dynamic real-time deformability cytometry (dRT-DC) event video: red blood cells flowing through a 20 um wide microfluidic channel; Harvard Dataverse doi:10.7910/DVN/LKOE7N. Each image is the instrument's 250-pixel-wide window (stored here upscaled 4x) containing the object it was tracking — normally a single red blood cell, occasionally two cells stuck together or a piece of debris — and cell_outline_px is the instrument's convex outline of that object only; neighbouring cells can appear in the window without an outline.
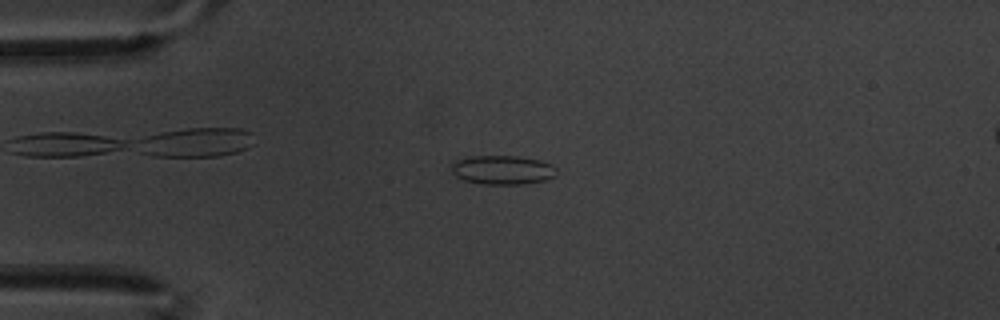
{"species": "common noctule bat (a hibernating species)", "species_latin": "Nyctalus noctula", "temperature_condition": "warm", "stored_images_in_passage": 60, "camera_frame_rate_fps": 3000, "um_per_image_px": 0.085, "animal": {"sex": "male", "body_mass_g": 20.1, "forearm_length_mm": 53.5}, "frame": {"image": 1, "passage_image": 15, "time_ms": 4.667, "image_size_px": [1000, 320], "cell_outline_px": [[556, 176], [548, 180], [524, 184], [480, 184], [464, 180], [456, 176], [452, 172], [452, 164], [456, 160], [468, 156], [516, 156], [540, 160], [552, 164], [556, 168]], "centroid_in_image_um": [42.74, 14.45], "position_along_channel_um": 42.3, "area_um2": 17.98}}
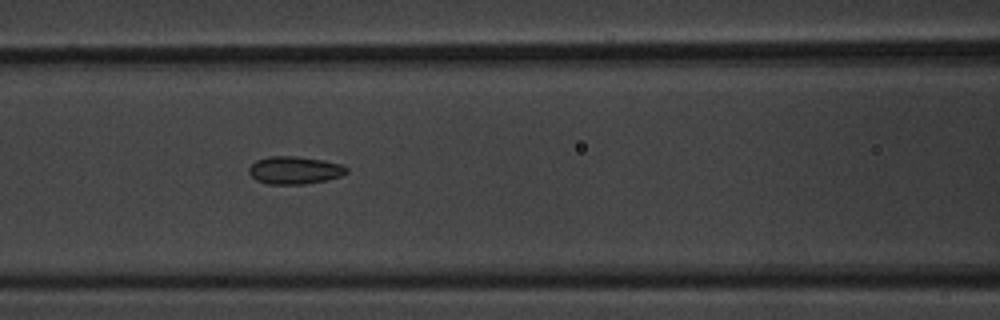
{"frame": {"image": 2, "passage_image": 26, "time_ms": 8.333, "image_size_px": [1000, 320], "cell_outline_px": [[348, 172], [340, 176], [328, 180], [304, 184], [268, 184], [256, 180], [248, 172], [248, 168], [256, 160], [268, 156], [296, 156], [324, 160], [340, 164], [348, 168]], "centroid_in_image_um": [25.04, 14.46], "position_along_channel_um": 141.6, "area_um2": 15.84}}
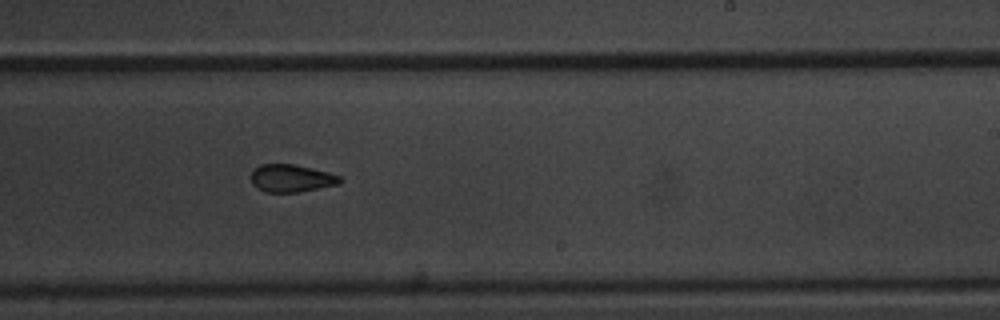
{"frame": {"image": 3, "passage_image": 37, "time_ms": 12.0, "image_size_px": [1000, 320], "cell_outline_px": [[344, 180], [340, 184], [300, 192], [264, 192], [256, 188], [252, 184], [248, 176], [260, 164], [292, 164], [312, 168], [328, 172], [340, 176]], "centroid_in_image_um": [24.75, 15.16], "position_along_channel_um": 264.2, "area_um2": 14.57}, "authors_computed_cell_mechanics": {"area_um2": 15.606, "velocity_mm_per_s": 3.3479, "shape_relaxation_time_tau1_ms": null, "shape_relaxation_time_tau2_ms": 3.1926, "deformation_change_tau1": null, "deformation_change_tau2": 0.0846}}